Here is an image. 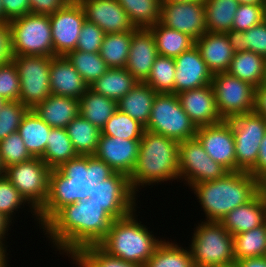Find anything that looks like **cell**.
<instances>
[{"instance_id":"cell-1","label":"cell","mask_w":266,"mask_h":267,"mask_svg":"<svg viewBox=\"0 0 266 267\" xmlns=\"http://www.w3.org/2000/svg\"><path fill=\"white\" fill-rule=\"evenodd\" d=\"M113 221L102 206L88 198L63 206L41 229L60 254L71 258L86 246L98 245Z\"/></svg>"},{"instance_id":"cell-2","label":"cell","mask_w":266,"mask_h":267,"mask_svg":"<svg viewBox=\"0 0 266 267\" xmlns=\"http://www.w3.org/2000/svg\"><path fill=\"white\" fill-rule=\"evenodd\" d=\"M115 171L95 155L70 159L49 175V195L37 212L42 226L63 206L88 199Z\"/></svg>"},{"instance_id":"cell-3","label":"cell","mask_w":266,"mask_h":267,"mask_svg":"<svg viewBox=\"0 0 266 267\" xmlns=\"http://www.w3.org/2000/svg\"><path fill=\"white\" fill-rule=\"evenodd\" d=\"M190 188L206 214L204 221L220 222L233 209L252 200L261 191V183L249 172L233 171Z\"/></svg>"},{"instance_id":"cell-4","label":"cell","mask_w":266,"mask_h":267,"mask_svg":"<svg viewBox=\"0 0 266 267\" xmlns=\"http://www.w3.org/2000/svg\"><path fill=\"white\" fill-rule=\"evenodd\" d=\"M178 157L179 142L145 130L140 140L135 167L129 176L133 191L137 194L140 186L144 188L164 181H180Z\"/></svg>"},{"instance_id":"cell-5","label":"cell","mask_w":266,"mask_h":267,"mask_svg":"<svg viewBox=\"0 0 266 267\" xmlns=\"http://www.w3.org/2000/svg\"><path fill=\"white\" fill-rule=\"evenodd\" d=\"M136 216L134 211L115 219L98 246L112 257L143 267L163 240L155 237Z\"/></svg>"},{"instance_id":"cell-6","label":"cell","mask_w":266,"mask_h":267,"mask_svg":"<svg viewBox=\"0 0 266 267\" xmlns=\"http://www.w3.org/2000/svg\"><path fill=\"white\" fill-rule=\"evenodd\" d=\"M194 230L190 250L195 267H233V236L216 221H202Z\"/></svg>"},{"instance_id":"cell-7","label":"cell","mask_w":266,"mask_h":267,"mask_svg":"<svg viewBox=\"0 0 266 267\" xmlns=\"http://www.w3.org/2000/svg\"><path fill=\"white\" fill-rule=\"evenodd\" d=\"M197 127L174 93H157L145 130L182 142L195 138Z\"/></svg>"},{"instance_id":"cell-8","label":"cell","mask_w":266,"mask_h":267,"mask_svg":"<svg viewBox=\"0 0 266 267\" xmlns=\"http://www.w3.org/2000/svg\"><path fill=\"white\" fill-rule=\"evenodd\" d=\"M9 24L14 56H55L49 15L30 13Z\"/></svg>"},{"instance_id":"cell-9","label":"cell","mask_w":266,"mask_h":267,"mask_svg":"<svg viewBox=\"0 0 266 267\" xmlns=\"http://www.w3.org/2000/svg\"><path fill=\"white\" fill-rule=\"evenodd\" d=\"M50 172L51 169L40 157H33L5 169V176L30 204V211L40 228L37 212L44 206L49 195Z\"/></svg>"},{"instance_id":"cell-10","label":"cell","mask_w":266,"mask_h":267,"mask_svg":"<svg viewBox=\"0 0 266 267\" xmlns=\"http://www.w3.org/2000/svg\"><path fill=\"white\" fill-rule=\"evenodd\" d=\"M227 121L235 139L236 171L250 172L258 160L261 141L266 134V120L253 111Z\"/></svg>"},{"instance_id":"cell-11","label":"cell","mask_w":266,"mask_h":267,"mask_svg":"<svg viewBox=\"0 0 266 267\" xmlns=\"http://www.w3.org/2000/svg\"><path fill=\"white\" fill-rule=\"evenodd\" d=\"M218 114L222 120L254 111L255 87L228 72L213 74L211 81Z\"/></svg>"},{"instance_id":"cell-12","label":"cell","mask_w":266,"mask_h":267,"mask_svg":"<svg viewBox=\"0 0 266 267\" xmlns=\"http://www.w3.org/2000/svg\"><path fill=\"white\" fill-rule=\"evenodd\" d=\"M48 56H14L20 79L19 101L29 109L50 96V63Z\"/></svg>"},{"instance_id":"cell-13","label":"cell","mask_w":266,"mask_h":267,"mask_svg":"<svg viewBox=\"0 0 266 267\" xmlns=\"http://www.w3.org/2000/svg\"><path fill=\"white\" fill-rule=\"evenodd\" d=\"M179 179L192 185L213 181L223 177L228 171L216 163L206 153L203 145L195 137L179 143Z\"/></svg>"},{"instance_id":"cell-14","label":"cell","mask_w":266,"mask_h":267,"mask_svg":"<svg viewBox=\"0 0 266 267\" xmlns=\"http://www.w3.org/2000/svg\"><path fill=\"white\" fill-rule=\"evenodd\" d=\"M138 195L133 191L129 177L115 172L101 182L91 195L90 201L102 206L114 220L121 219L136 211Z\"/></svg>"},{"instance_id":"cell-15","label":"cell","mask_w":266,"mask_h":267,"mask_svg":"<svg viewBox=\"0 0 266 267\" xmlns=\"http://www.w3.org/2000/svg\"><path fill=\"white\" fill-rule=\"evenodd\" d=\"M160 23L196 41L207 32L204 2H162Z\"/></svg>"},{"instance_id":"cell-16","label":"cell","mask_w":266,"mask_h":267,"mask_svg":"<svg viewBox=\"0 0 266 267\" xmlns=\"http://www.w3.org/2000/svg\"><path fill=\"white\" fill-rule=\"evenodd\" d=\"M55 56H65L76 50L81 27L86 20L79 2H69L49 15Z\"/></svg>"},{"instance_id":"cell-17","label":"cell","mask_w":266,"mask_h":267,"mask_svg":"<svg viewBox=\"0 0 266 267\" xmlns=\"http://www.w3.org/2000/svg\"><path fill=\"white\" fill-rule=\"evenodd\" d=\"M206 153L228 172L236 171L235 139L231 124L221 123L199 127L195 136Z\"/></svg>"},{"instance_id":"cell-18","label":"cell","mask_w":266,"mask_h":267,"mask_svg":"<svg viewBox=\"0 0 266 267\" xmlns=\"http://www.w3.org/2000/svg\"><path fill=\"white\" fill-rule=\"evenodd\" d=\"M86 20L95 23L105 34L136 30L117 0H81Z\"/></svg>"},{"instance_id":"cell-19","label":"cell","mask_w":266,"mask_h":267,"mask_svg":"<svg viewBox=\"0 0 266 267\" xmlns=\"http://www.w3.org/2000/svg\"><path fill=\"white\" fill-rule=\"evenodd\" d=\"M140 140H127L100 135L95 156L115 172L131 175L139 154Z\"/></svg>"},{"instance_id":"cell-20","label":"cell","mask_w":266,"mask_h":267,"mask_svg":"<svg viewBox=\"0 0 266 267\" xmlns=\"http://www.w3.org/2000/svg\"><path fill=\"white\" fill-rule=\"evenodd\" d=\"M174 94L211 84L213 74L196 46L174 58Z\"/></svg>"},{"instance_id":"cell-21","label":"cell","mask_w":266,"mask_h":267,"mask_svg":"<svg viewBox=\"0 0 266 267\" xmlns=\"http://www.w3.org/2000/svg\"><path fill=\"white\" fill-rule=\"evenodd\" d=\"M176 95L183 110L197 128L215 125L223 121L216 108L212 84L185 90Z\"/></svg>"},{"instance_id":"cell-22","label":"cell","mask_w":266,"mask_h":267,"mask_svg":"<svg viewBox=\"0 0 266 267\" xmlns=\"http://www.w3.org/2000/svg\"><path fill=\"white\" fill-rule=\"evenodd\" d=\"M158 55L151 30L149 28L136 29L132 34L125 68L138 82H144Z\"/></svg>"},{"instance_id":"cell-23","label":"cell","mask_w":266,"mask_h":267,"mask_svg":"<svg viewBox=\"0 0 266 267\" xmlns=\"http://www.w3.org/2000/svg\"><path fill=\"white\" fill-rule=\"evenodd\" d=\"M50 89L54 95L80 99L89 86L65 56H54L50 63Z\"/></svg>"},{"instance_id":"cell-24","label":"cell","mask_w":266,"mask_h":267,"mask_svg":"<svg viewBox=\"0 0 266 267\" xmlns=\"http://www.w3.org/2000/svg\"><path fill=\"white\" fill-rule=\"evenodd\" d=\"M266 221V198L260 191L248 203L238 206L226 214L220 223L232 235L247 232Z\"/></svg>"},{"instance_id":"cell-25","label":"cell","mask_w":266,"mask_h":267,"mask_svg":"<svg viewBox=\"0 0 266 267\" xmlns=\"http://www.w3.org/2000/svg\"><path fill=\"white\" fill-rule=\"evenodd\" d=\"M195 46L212 74L229 70L235 52L226 33L207 31L195 41Z\"/></svg>"},{"instance_id":"cell-26","label":"cell","mask_w":266,"mask_h":267,"mask_svg":"<svg viewBox=\"0 0 266 267\" xmlns=\"http://www.w3.org/2000/svg\"><path fill=\"white\" fill-rule=\"evenodd\" d=\"M32 110L52 128H66L79 115V100L51 94Z\"/></svg>"},{"instance_id":"cell-27","label":"cell","mask_w":266,"mask_h":267,"mask_svg":"<svg viewBox=\"0 0 266 267\" xmlns=\"http://www.w3.org/2000/svg\"><path fill=\"white\" fill-rule=\"evenodd\" d=\"M156 92L144 82H137L135 86L118 102V110L132 119L147 126Z\"/></svg>"},{"instance_id":"cell-28","label":"cell","mask_w":266,"mask_h":267,"mask_svg":"<svg viewBox=\"0 0 266 267\" xmlns=\"http://www.w3.org/2000/svg\"><path fill=\"white\" fill-rule=\"evenodd\" d=\"M52 129L32 109L24 116L18 132L33 157H42L47 147L50 130Z\"/></svg>"},{"instance_id":"cell-29","label":"cell","mask_w":266,"mask_h":267,"mask_svg":"<svg viewBox=\"0 0 266 267\" xmlns=\"http://www.w3.org/2000/svg\"><path fill=\"white\" fill-rule=\"evenodd\" d=\"M266 58L251 51L236 52L229 70L230 75L258 87L264 82Z\"/></svg>"},{"instance_id":"cell-30","label":"cell","mask_w":266,"mask_h":267,"mask_svg":"<svg viewBox=\"0 0 266 267\" xmlns=\"http://www.w3.org/2000/svg\"><path fill=\"white\" fill-rule=\"evenodd\" d=\"M137 82L126 68H109L89 88L118 102Z\"/></svg>"},{"instance_id":"cell-31","label":"cell","mask_w":266,"mask_h":267,"mask_svg":"<svg viewBox=\"0 0 266 267\" xmlns=\"http://www.w3.org/2000/svg\"><path fill=\"white\" fill-rule=\"evenodd\" d=\"M117 110V101L98 94L90 88L79 99V115L100 130Z\"/></svg>"},{"instance_id":"cell-32","label":"cell","mask_w":266,"mask_h":267,"mask_svg":"<svg viewBox=\"0 0 266 267\" xmlns=\"http://www.w3.org/2000/svg\"><path fill=\"white\" fill-rule=\"evenodd\" d=\"M155 38L158 54L175 58L195 46V40L174 29L167 28L160 22L149 28Z\"/></svg>"},{"instance_id":"cell-33","label":"cell","mask_w":266,"mask_h":267,"mask_svg":"<svg viewBox=\"0 0 266 267\" xmlns=\"http://www.w3.org/2000/svg\"><path fill=\"white\" fill-rule=\"evenodd\" d=\"M65 129L77 155L90 156L95 154L101 135V130L98 127L78 115Z\"/></svg>"},{"instance_id":"cell-34","label":"cell","mask_w":266,"mask_h":267,"mask_svg":"<svg viewBox=\"0 0 266 267\" xmlns=\"http://www.w3.org/2000/svg\"><path fill=\"white\" fill-rule=\"evenodd\" d=\"M237 0H205V24L207 31L226 33L232 29Z\"/></svg>"},{"instance_id":"cell-35","label":"cell","mask_w":266,"mask_h":267,"mask_svg":"<svg viewBox=\"0 0 266 267\" xmlns=\"http://www.w3.org/2000/svg\"><path fill=\"white\" fill-rule=\"evenodd\" d=\"M77 156L66 129L52 128L44 155L41 157L42 161L50 169H57L63 163Z\"/></svg>"},{"instance_id":"cell-36","label":"cell","mask_w":266,"mask_h":267,"mask_svg":"<svg viewBox=\"0 0 266 267\" xmlns=\"http://www.w3.org/2000/svg\"><path fill=\"white\" fill-rule=\"evenodd\" d=\"M134 31L105 34L100 55L109 68H125Z\"/></svg>"},{"instance_id":"cell-37","label":"cell","mask_w":266,"mask_h":267,"mask_svg":"<svg viewBox=\"0 0 266 267\" xmlns=\"http://www.w3.org/2000/svg\"><path fill=\"white\" fill-rule=\"evenodd\" d=\"M233 51H251L266 58V20L246 31L226 32Z\"/></svg>"},{"instance_id":"cell-38","label":"cell","mask_w":266,"mask_h":267,"mask_svg":"<svg viewBox=\"0 0 266 267\" xmlns=\"http://www.w3.org/2000/svg\"><path fill=\"white\" fill-rule=\"evenodd\" d=\"M164 239L143 267H195L190 250Z\"/></svg>"},{"instance_id":"cell-39","label":"cell","mask_w":266,"mask_h":267,"mask_svg":"<svg viewBox=\"0 0 266 267\" xmlns=\"http://www.w3.org/2000/svg\"><path fill=\"white\" fill-rule=\"evenodd\" d=\"M137 29L150 28L160 22L161 0H117Z\"/></svg>"},{"instance_id":"cell-40","label":"cell","mask_w":266,"mask_h":267,"mask_svg":"<svg viewBox=\"0 0 266 267\" xmlns=\"http://www.w3.org/2000/svg\"><path fill=\"white\" fill-rule=\"evenodd\" d=\"M235 262L266 256V221L247 232L233 236Z\"/></svg>"},{"instance_id":"cell-41","label":"cell","mask_w":266,"mask_h":267,"mask_svg":"<svg viewBox=\"0 0 266 267\" xmlns=\"http://www.w3.org/2000/svg\"><path fill=\"white\" fill-rule=\"evenodd\" d=\"M65 57L88 86L94 83L109 69L106 62L101 58L100 53L74 50L67 53Z\"/></svg>"},{"instance_id":"cell-42","label":"cell","mask_w":266,"mask_h":267,"mask_svg":"<svg viewBox=\"0 0 266 267\" xmlns=\"http://www.w3.org/2000/svg\"><path fill=\"white\" fill-rule=\"evenodd\" d=\"M175 71L174 58L158 55L144 83L156 93H174Z\"/></svg>"},{"instance_id":"cell-43","label":"cell","mask_w":266,"mask_h":267,"mask_svg":"<svg viewBox=\"0 0 266 267\" xmlns=\"http://www.w3.org/2000/svg\"><path fill=\"white\" fill-rule=\"evenodd\" d=\"M145 127L127 114L117 110L101 129L102 135L127 140H141Z\"/></svg>"},{"instance_id":"cell-44","label":"cell","mask_w":266,"mask_h":267,"mask_svg":"<svg viewBox=\"0 0 266 267\" xmlns=\"http://www.w3.org/2000/svg\"><path fill=\"white\" fill-rule=\"evenodd\" d=\"M71 259L73 263L78 265L77 267H142L112 257L104 252L98 245L86 246L80 249Z\"/></svg>"},{"instance_id":"cell-45","label":"cell","mask_w":266,"mask_h":267,"mask_svg":"<svg viewBox=\"0 0 266 267\" xmlns=\"http://www.w3.org/2000/svg\"><path fill=\"white\" fill-rule=\"evenodd\" d=\"M0 158L4 168L28 161L33 156L27 150L18 131L0 141Z\"/></svg>"},{"instance_id":"cell-46","label":"cell","mask_w":266,"mask_h":267,"mask_svg":"<svg viewBox=\"0 0 266 267\" xmlns=\"http://www.w3.org/2000/svg\"><path fill=\"white\" fill-rule=\"evenodd\" d=\"M29 110L20 101H6L0 109V141L18 131L19 125Z\"/></svg>"},{"instance_id":"cell-47","label":"cell","mask_w":266,"mask_h":267,"mask_svg":"<svg viewBox=\"0 0 266 267\" xmlns=\"http://www.w3.org/2000/svg\"><path fill=\"white\" fill-rule=\"evenodd\" d=\"M25 204L30 205L5 175L0 176V213L12 222L14 211Z\"/></svg>"},{"instance_id":"cell-48","label":"cell","mask_w":266,"mask_h":267,"mask_svg":"<svg viewBox=\"0 0 266 267\" xmlns=\"http://www.w3.org/2000/svg\"><path fill=\"white\" fill-rule=\"evenodd\" d=\"M266 5L239 4L235 13L232 29L246 31L265 20Z\"/></svg>"},{"instance_id":"cell-49","label":"cell","mask_w":266,"mask_h":267,"mask_svg":"<svg viewBox=\"0 0 266 267\" xmlns=\"http://www.w3.org/2000/svg\"><path fill=\"white\" fill-rule=\"evenodd\" d=\"M20 79L13 62L0 66V96L5 101H19Z\"/></svg>"},{"instance_id":"cell-50","label":"cell","mask_w":266,"mask_h":267,"mask_svg":"<svg viewBox=\"0 0 266 267\" xmlns=\"http://www.w3.org/2000/svg\"><path fill=\"white\" fill-rule=\"evenodd\" d=\"M104 36L105 33L100 27L95 23L85 20L81 27L76 50L100 53Z\"/></svg>"},{"instance_id":"cell-51","label":"cell","mask_w":266,"mask_h":267,"mask_svg":"<svg viewBox=\"0 0 266 267\" xmlns=\"http://www.w3.org/2000/svg\"><path fill=\"white\" fill-rule=\"evenodd\" d=\"M12 31L9 22H0V66L13 62Z\"/></svg>"},{"instance_id":"cell-52","label":"cell","mask_w":266,"mask_h":267,"mask_svg":"<svg viewBox=\"0 0 266 267\" xmlns=\"http://www.w3.org/2000/svg\"><path fill=\"white\" fill-rule=\"evenodd\" d=\"M2 4L4 22H9L31 13L29 0H2Z\"/></svg>"},{"instance_id":"cell-53","label":"cell","mask_w":266,"mask_h":267,"mask_svg":"<svg viewBox=\"0 0 266 267\" xmlns=\"http://www.w3.org/2000/svg\"><path fill=\"white\" fill-rule=\"evenodd\" d=\"M69 0H29L31 13L51 15L57 10L64 8Z\"/></svg>"},{"instance_id":"cell-54","label":"cell","mask_w":266,"mask_h":267,"mask_svg":"<svg viewBox=\"0 0 266 267\" xmlns=\"http://www.w3.org/2000/svg\"><path fill=\"white\" fill-rule=\"evenodd\" d=\"M249 173L260 183L266 178V134L261 141L256 166Z\"/></svg>"},{"instance_id":"cell-55","label":"cell","mask_w":266,"mask_h":267,"mask_svg":"<svg viewBox=\"0 0 266 267\" xmlns=\"http://www.w3.org/2000/svg\"><path fill=\"white\" fill-rule=\"evenodd\" d=\"M254 112L266 120V85L263 83L255 87Z\"/></svg>"},{"instance_id":"cell-56","label":"cell","mask_w":266,"mask_h":267,"mask_svg":"<svg viewBox=\"0 0 266 267\" xmlns=\"http://www.w3.org/2000/svg\"><path fill=\"white\" fill-rule=\"evenodd\" d=\"M235 267H266V256L252 257L238 260Z\"/></svg>"},{"instance_id":"cell-57","label":"cell","mask_w":266,"mask_h":267,"mask_svg":"<svg viewBox=\"0 0 266 267\" xmlns=\"http://www.w3.org/2000/svg\"><path fill=\"white\" fill-rule=\"evenodd\" d=\"M12 222L0 213V242H5L6 235Z\"/></svg>"},{"instance_id":"cell-58","label":"cell","mask_w":266,"mask_h":267,"mask_svg":"<svg viewBox=\"0 0 266 267\" xmlns=\"http://www.w3.org/2000/svg\"><path fill=\"white\" fill-rule=\"evenodd\" d=\"M6 242H0V267H8V253Z\"/></svg>"},{"instance_id":"cell-59","label":"cell","mask_w":266,"mask_h":267,"mask_svg":"<svg viewBox=\"0 0 266 267\" xmlns=\"http://www.w3.org/2000/svg\"><path fill=\"white\" fill-rule=\"evenodd\" d=\"M239 4H257V5H266V0H237Z\"/></svg>"},{"instance_id":"cell-60","label":"cell","mask_w":266,"mask_h":267,"mask_svg":"<svg viewBox=\"0 0 266 267\" xmlns=\"http://www.w3.org/2000/svg\"><path fill=\"white\" fill-rule=\"evenodd\" d=\"M162 2H186V1H196V2H204L205 0H161Z\"/></svg>"},{"instance_id":"cell-61","label":"cell","mask_w":266,"mask_h":267,"mask_svg":"<svg viewBox=\"0 0 266 267\" xmlns=\"http://www.w3.org/2000/svg\"><path fill=\"white\" fill-rule=\"evenodd\" d=\"M0 22H4V9H3L2 0H0Z\"/></svg>"},{"instance_id":"cell-62","label":"cell","mask_w":266,"mask_h":267,"mask_svg":"<svg viewBox=\"0 0 266 267\" xmlns=\"http://www.w3.org/2000/svg\"><path fill=\"white\" fill-rule=\"evenodd\" d=\"M261 191L263 192L266 198V178L261 182Z\"/></svg>"},{"instance_id":"cell-63","label":"cell","mask_w":266,"mask_h":267,"mask_svg":"<svg viewBox=\"0 0 266 267\" xmlns=\"http://www.w3.org/2000/svg\"><path fill=\"white\" fill-rule=\"evenodd\" d=\"M5 175V168L2 164L1 158H0V176Z\"/></svg>"},{"instance_id":"cell-64","label":"cell","mask_w":266,"mask_h":267,"mask_svg":"<svg viewBox=\"0 0 266 267\" xmlns=\"http://www.w3.org/2000/svg\"><path fill=\"white\" fill-rule=\"evenodd\" d=\"M6 103L3 97L0 96V109L3 107V105Z\"/></svg>"},{"instance_id":"cell-65","label":"cell","mask_w":266,"mask_h":267,"mask_svg":"<svg viewBox=\"0 0 266 267\" xmlns=\"http://www.w3.org/2000/svg\"><path fill=\"white\" fill-rule=\"evenodd\" d=\"M70 2H80L81 0H69Z\"/></svg>"},{"instance_id":"cell-66","label":"cell","mask_w":266,"mask_h":267,"mask_svg":"<svg viewBox=\"0 0 266 267\" xmlns=\"http://www.w3.org/2000/svg\"><path fill=\"white\" fill-rule=\"evenodd\" d=\"M263 84H265V85H266V70H265V79H264V82H263Z\"/></svg>"}]
</instances>
